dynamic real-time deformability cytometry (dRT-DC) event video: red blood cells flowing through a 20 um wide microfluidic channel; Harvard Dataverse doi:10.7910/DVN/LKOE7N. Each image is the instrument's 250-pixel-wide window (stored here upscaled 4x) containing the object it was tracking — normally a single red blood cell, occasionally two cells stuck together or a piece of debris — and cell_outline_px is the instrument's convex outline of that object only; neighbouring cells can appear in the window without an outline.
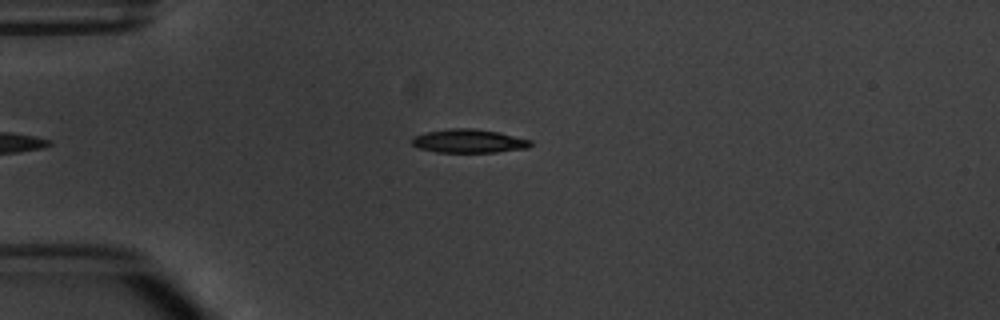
{"species": "common noctule bat (a hibernating species)", "species_latin": "Nyctalus noctula", "temperature_condition": "warm", "stored_images_in_passage": 4, "camera_frame_rate_fps": 3000, "um_per_image_px": 0.085, "animal": {"sex": "male", "body_mass_g": 20.1, "forearm_length_mm": 53.5}, "frame": {"image": 1, "passage_image": 4, "time_ms": 4.333, "image_size_px": [1000, 320], "cell_outline_px": [[532, 144], [528, 148], [496, 152], [436, 152], [416, 148], [412, 144], [412, 136], [428, 132], [452, 128], [472, 128], [500, 132], [532, 140]], "centroid_in_image_um": [39.85, 11.99], "position_along_channel_um": 45.1, "area_um2": 16.42}}